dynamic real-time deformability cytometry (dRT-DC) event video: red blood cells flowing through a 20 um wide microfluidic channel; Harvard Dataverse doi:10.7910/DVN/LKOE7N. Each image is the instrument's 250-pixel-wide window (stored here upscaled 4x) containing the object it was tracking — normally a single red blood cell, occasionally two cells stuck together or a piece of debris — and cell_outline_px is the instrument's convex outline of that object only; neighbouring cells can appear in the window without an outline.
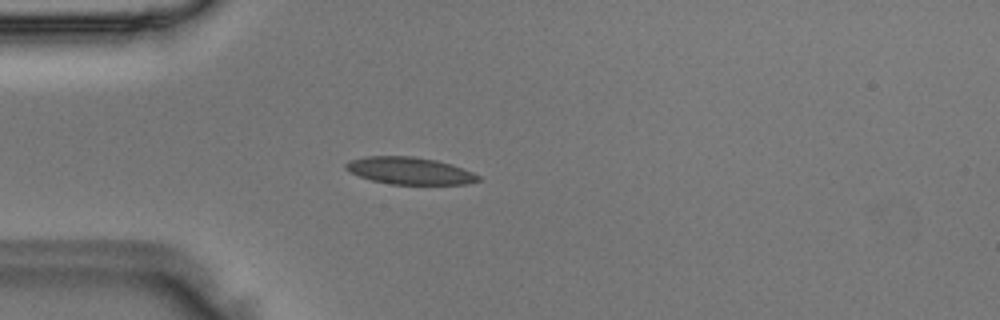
{"species": "Egyptian fruit bat (a non-hibernating species)", "species_latin": "Rousettus aegyptiacus", "temperature_condition": "room temperature", "stored_images_in_passage": 47, "camera_frame_rate_fps": 3000, "um_per_image_px": 0.085, "animal": {"sex": "male"}, "frame": {"image": 1, "passage_image": 12, "time_ms": 3.667, "image_size_px": [1000, 320], "cell_outline_px": [[480, 180], [468, 184], [392, 184], [372, 180], [360, 176], [344, 168], [344, 164], [352, 160], [364, 156], [412, 156], [436, 160], [452, 164], [472, 172], [480, 176]], "centroid_in_image_um": [34.84, 14.51], "position_along_channel_um": 50.2, "area_um2": 20.81}}
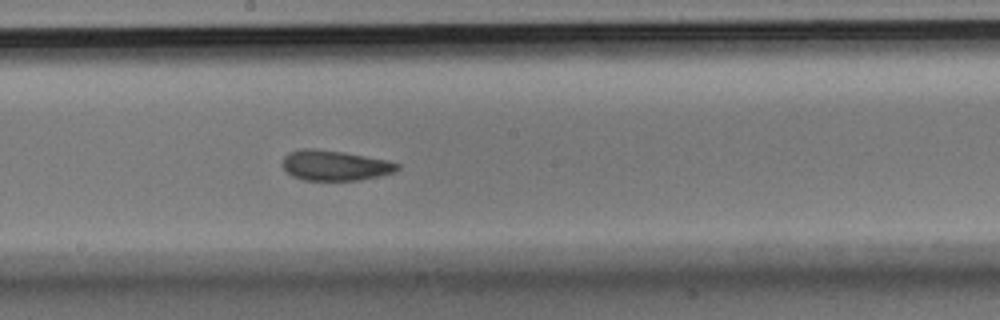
{"frame": {"image": 2, "passage_image": 25, "time_ms": 8.0, "image_size_px": [1000, 320], "cell_outline_px": [[400, 168], [396, 172], [380, 176], [360, 180], [304, 180], [292, 176], [284, 168], [284, 156], [288, 152], [300, 148], [316, 148], [344, 152], [388, 160], [400, 164]], "centroid_in_image_um": [28.5, 14.05], "position_along_channel_um": 219.7, "area_um2": 20.4}}
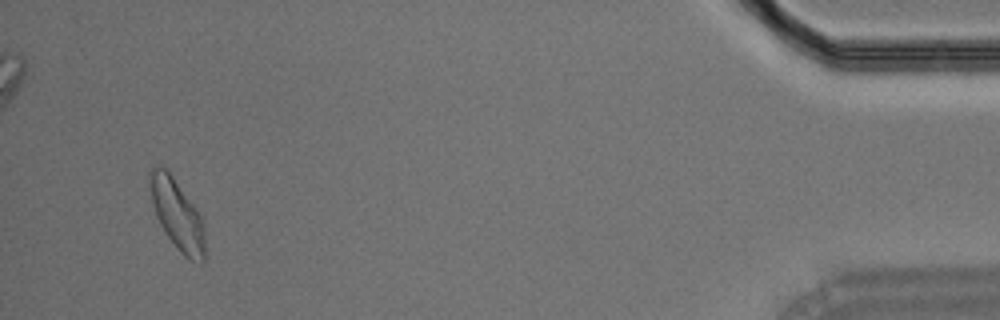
{"frame": {"image": 3, "passage_image": 45, "time_ms": 14.667, "image_size_px": [1000, 320], "cell_outline_px": [[204, 264], [200, 264], [184, 256], [180, 252], [168, 236], [160, 224], [156, 216], [152, 204], [148, 172], [152, 168], [168, 168], [200, 216], [204, 224]], "centroid_in_image_um": [15.05, 18.24], "position_along_channel_um": 420.1, "area_um2": 22.25}}